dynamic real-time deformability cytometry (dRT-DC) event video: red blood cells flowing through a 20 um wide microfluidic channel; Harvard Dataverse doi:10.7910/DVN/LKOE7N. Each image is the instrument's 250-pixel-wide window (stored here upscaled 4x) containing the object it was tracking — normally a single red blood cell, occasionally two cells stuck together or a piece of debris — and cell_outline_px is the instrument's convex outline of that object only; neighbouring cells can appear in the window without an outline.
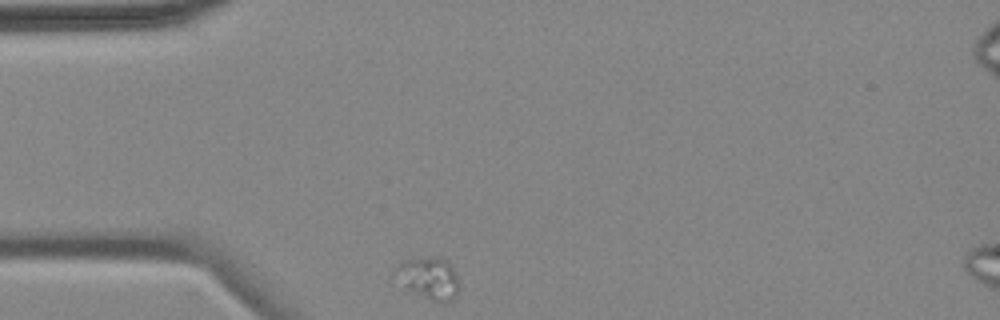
{"species": "common noctule bat (a hibernating species)", "species_latin": "Nyctalus noctula", "temperature_condition": "cold", "stored_images_in_passage": 2, "camera_frame_rate_fps": 3000, "um_per_image_px": 0.085, "animal": {"sex": "female", "body_mass_g": 18.4}, "frame": {"image": 1, "passage_image": 1, "time_ms": 0.0, "image_size_px": [1000, 320], "cell_outline_px": [[460, 288], [456, 296], [448, 300], [432, 300], [408, 288], [392, 276], [392, 272], [400, 260], [432, 256], [436, 256], [448, 260], [452, 264], [460, 284]], "centroid_in_image_um": [36.43, 23.56], "position_along_channel_um": 48.6, "area_um2": 15.72}}